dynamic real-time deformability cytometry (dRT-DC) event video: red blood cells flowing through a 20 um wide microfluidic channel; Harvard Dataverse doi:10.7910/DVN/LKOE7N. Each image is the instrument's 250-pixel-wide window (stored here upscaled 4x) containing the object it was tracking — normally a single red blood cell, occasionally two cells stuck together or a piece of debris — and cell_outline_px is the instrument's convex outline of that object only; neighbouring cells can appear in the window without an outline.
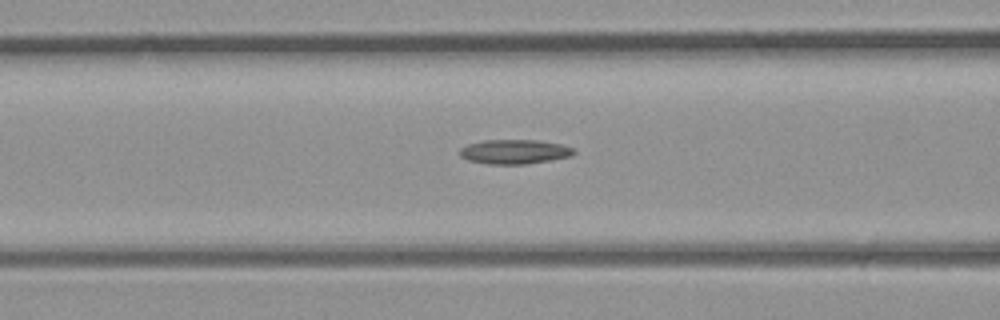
{"species": "common noctule bat (a hibernating species)", "species_latin": "Nyctalus noctula", "temperature_condition": "room temperature", "stored_images_in_passage": 32, "camera_frame_rate_fps": 3000, "um_per_image_px": 0.085, "animal": {"sex": "male", "body_mass_g": 23.1, "forearm_length_mm": 52.7}, "frame": {"image": 1, "passage_image": 16, "time_ms": 5.0, "image_size_px": [1000, 320], "cell_outline_px": [[576, 152], [572, 156], [524, 164], [488, 164], [468, 160], [460, 156], [460, 148], [468, 144], [484, 140], [540, 140], [560, 144], [572, 148]], "centroid_in_image_um": [43.71, 12.89], "position_along_channel_um": 122.9, "area_um2": 16.13}}
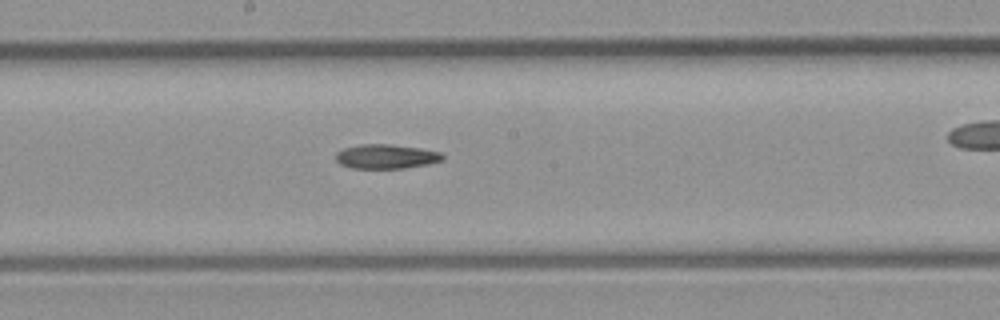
{"frame": {"image": 2, "passage_image": 21, "time_ms": 6.667, "image_size_px": [1000, 320], "cell_outline_px": [[444, 160], [428, 164], [404, 168], [352, 168], [340, 164], [336, 160], [336, 152], [344, 148], [360, 144], [388, 144], [420, 148], [440, 152], [444, 156]], "centroid_in_image_um": [32.82, 13.3], "position_along_channel_um": 215.4, "area_um2": 15.14}}
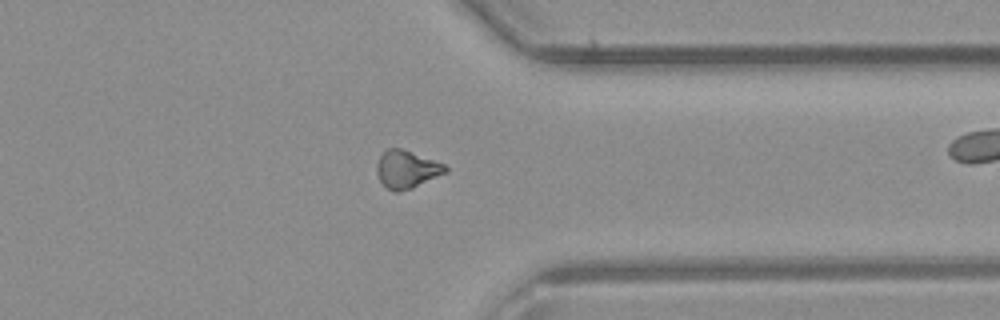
{"frame": {"image": 3, "passage_image": 30, "time_ms": 9.667, "image_size_px": [1000, 320], "cell_outline_px": [[448, 172], [412, 188], [400, 192], [396, 192], [388, 188], [380, 180], [376, 172], [376, 164], [380, 156], [388, 148], [400, 148], [444, 164], [448, 168]], "centroid_in_image_um": [34.57, 14.4], "position_along_channel_um": 376.8, "area_um2": 14.91}}